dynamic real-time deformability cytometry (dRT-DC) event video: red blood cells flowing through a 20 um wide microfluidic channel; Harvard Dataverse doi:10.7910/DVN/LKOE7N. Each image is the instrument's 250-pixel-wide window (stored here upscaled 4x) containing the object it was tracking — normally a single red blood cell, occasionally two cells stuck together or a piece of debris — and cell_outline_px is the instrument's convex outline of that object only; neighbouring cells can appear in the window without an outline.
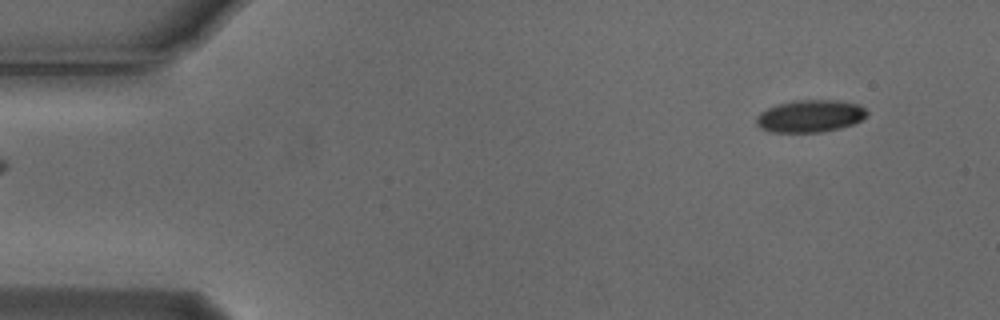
{"species": "Egyptian fruit bat (a non-hibernating species)", "species_latin": "Rousettus aegyptiacus", "temperature_condition": "cold", "stored_images_in_passage": 4, "segment_of_instrument_passage": [2, 2], "camera_frame_rate_fps": 3000, "um_per_image_px": 0.085, "animal": {"sex": "male"}, "frame": {"image": 1, "passage_image": 4, "time_ms": 1.0, "image_size_px": [1000, 320], "cell_outline_px": [[868, 112], [860, 120], [852, 124], [840, 128], [820, 132], [772, 132], [760, 128], [756, 124], [756, 116], [760, 112], [776, 104], [792, 100], [840, 100], [856, 104], [864, 108]], "centroid_in_image_um": [68.81, 9.86], "position_along_channel_um": 16.2, "area_um2": 20.81}}